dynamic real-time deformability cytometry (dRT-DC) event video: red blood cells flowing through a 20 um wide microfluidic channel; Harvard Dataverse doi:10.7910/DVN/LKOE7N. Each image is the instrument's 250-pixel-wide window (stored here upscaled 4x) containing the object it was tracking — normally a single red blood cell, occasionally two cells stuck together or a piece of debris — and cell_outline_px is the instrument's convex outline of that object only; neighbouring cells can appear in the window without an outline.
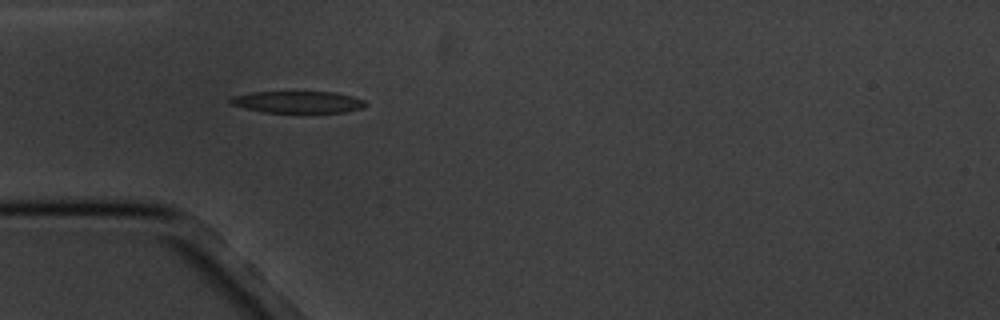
{"species": "common noctule bat (a hibernating species)", "species_latin": "Nyctalus noctula", "temperature_condition": "cold", "stored_images_in_passage": 6, "camera_frame_rate_fps": 3000, "um_per_image_px": 0.085, "animal": {"sex": "male", "body_mass_g": 20.1, "forearm_length_mm": 53.5}, "frame": {"image": 1, "passage_image": 5, "time_ms": 5.333, "image_size_px": [1000, 320], "cell_outline_px": [[368, 104], [364, 108], [344, 112], [264, 112], [244, 108], [228, 104], [228, 100], [232, 96], [252, 92], [336, 92], [352, 96], [364, 100]], "centroid_in_image_um": [25.3, 8.67], "position_along_channel_um": 59.7, "area_um2": 17.28}}
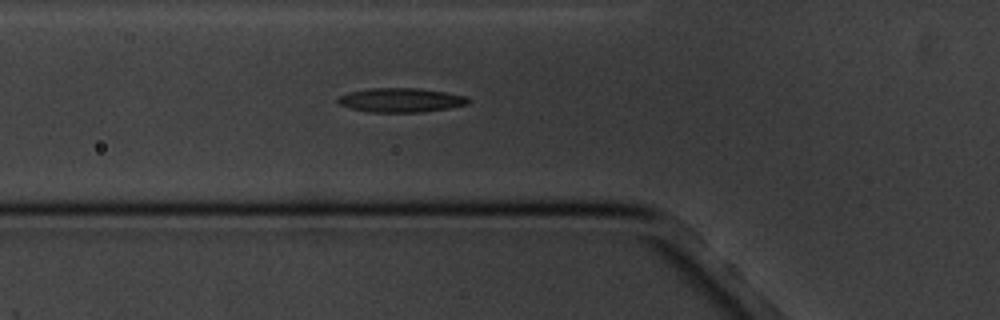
{"frame": {"image": 2, "passage_image": 6, "time_ms": 6.333, "image_size_px": [1000, 320], "cell_outline_px": [[468, 104], [448, 108], [420, 112], [368, 112], [348, 108], [340, 104], [336, 100], [340, 96], [348, 92], [368, 88], [416, 88], [444, 92], [464, 96], [468, 100]], "centroid_in_image_um": [34.0, 8.51], "position_along_channel_um": 91.8, "area_um2": 18.21}}